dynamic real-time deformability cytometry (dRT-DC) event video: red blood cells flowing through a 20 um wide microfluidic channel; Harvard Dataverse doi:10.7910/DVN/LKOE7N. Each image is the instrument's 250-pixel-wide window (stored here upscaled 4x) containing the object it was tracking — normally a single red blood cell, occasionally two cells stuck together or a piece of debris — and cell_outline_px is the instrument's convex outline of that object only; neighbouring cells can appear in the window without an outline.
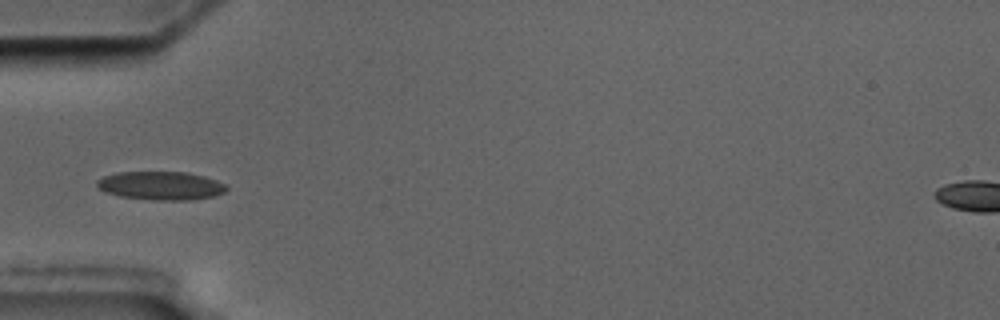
{"species": "common noctule bat (a hibernating species)", "species_latin": "Nyctalus noctula", "temperature_condition": "cold", "stored_images_in_passage": 6, "camera_frame_rate_fps": 3000, "um_per_image_px": 0.085, "animal": {"sex": "male", "body_mass_g": 17.5, "forearm_length_mm": 52.3}, "frame": {"image": 1, "passage_image": 4, "time_ms": 5.333, "image_size_px": [1000, 320], "cell_outline_px": [[228, 188], [224, 192], [216, 196], [192, 200], [152, 200], [120, 196], [104, 192], [96, 188], [96, 180], [104, 176], [116, 172], [188, 172], [204, 176], [216, 180], [224, 184]], "centroid_in_image_um": [13.65, 15.78], "position_along_channel_um": 71.4, "area_um2": 21.73}}
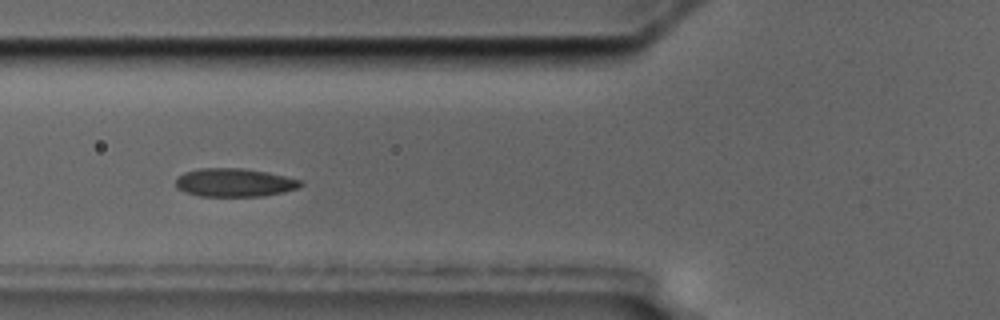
{"frame": {"image": 2, "passage_image": 5, "time_ms": 6.333, "image_size_px": [1000, 320], "cell_outline_px": [[304, 184], [296, 188], [284, 192], [264, 196], [200, 196], [184, 192], [176, 188], [176, 176], [184, 172], [200, 168], [244, 168], [268, 172], [304, 180]], "centroid_in_image_um": [19.93, 15.51], "position_along_channel_um": 105.9, "area_um2": 20.92}}